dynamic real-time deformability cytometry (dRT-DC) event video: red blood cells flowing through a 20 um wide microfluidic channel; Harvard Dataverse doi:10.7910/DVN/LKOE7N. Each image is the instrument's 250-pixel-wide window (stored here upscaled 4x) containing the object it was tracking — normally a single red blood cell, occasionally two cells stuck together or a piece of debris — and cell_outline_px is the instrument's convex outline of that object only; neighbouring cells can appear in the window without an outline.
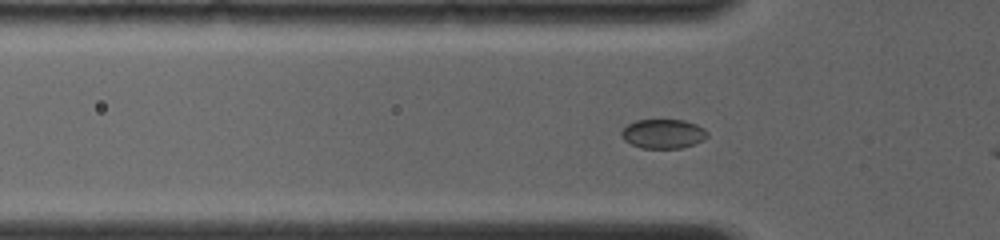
{"species": "common noctule bat (a hibernating species)", "species_latin": "Nyctalus noctula", "temperature_condition": "room temperature", "stored_images_in_passage": 18, "camera_frame_rate_fps": 4000, "um_per_image_px": 0.085, "animal": {"sex": "female", "body_mass_g": 19.0, "forearm_length_mm": 56.7}, "frame": {"image": 1, "passage_image": 11, "time_ms": 2.75, "image_size_px": [1000, 240], "cell_outline_px": [[708, 136], [704, 140], [680, 148], [640, 148], [624, 140], [620, 136], [620, 132], [628, 124], [636, 120], [684, 120], [696, 124], [704, 128], [708, 132]], "centroid_in_image_um": [56.36, 11.37], "position_along_channel_um": 69.4, "area_um2": 14.68}}
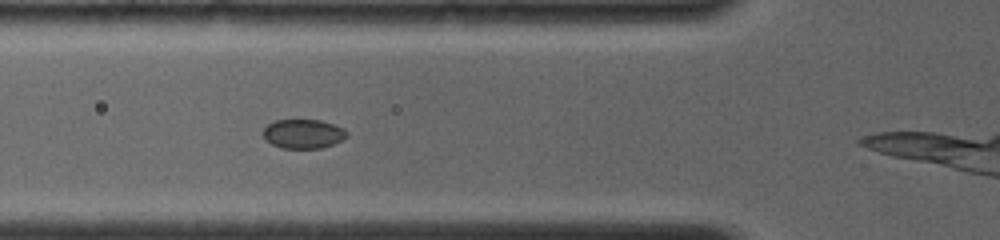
{"frame": {"image": 2, "passage_image": 13, "time_ms": 3.5, "image_size_px": [1000, 240], "cell_outline_px": [[348, 136], [332, 144], [320, 148], [284, 148], [272, 144], [264, 140], [260, 132], [268, 124], [276, 120], [320, 120], [344, 128], [348, 132]], "centroid_in_image_um": [25.73, 11.37], "position_along_channel_um": 100.1, "area_um2": 14.28}}
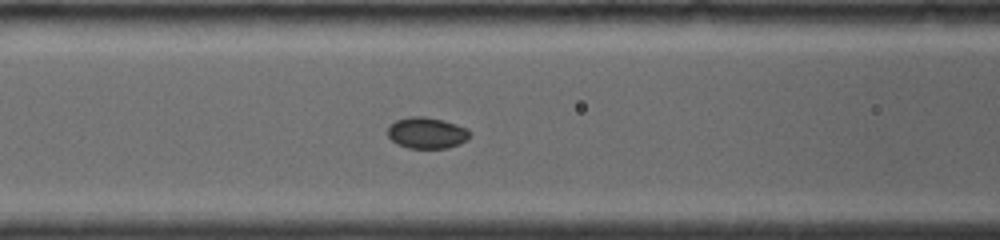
{"frame": {"image": 3, "passage_image": 16, "time_ms": 4.25, "image_size_px": [1000, 240], "cell_outline_px": [[472, 136], [460, 144], [448, 148], [408, 148], [396, 144], [388, 136], [388, 128], [396, 120], [412, 116], [424, 116], [444, 120], [468, 128], [472, 132]], "centroid_in_image_um": [36.33, 11.3], "position_along_channel_um": 130.3, "area_um2": 15.14}}